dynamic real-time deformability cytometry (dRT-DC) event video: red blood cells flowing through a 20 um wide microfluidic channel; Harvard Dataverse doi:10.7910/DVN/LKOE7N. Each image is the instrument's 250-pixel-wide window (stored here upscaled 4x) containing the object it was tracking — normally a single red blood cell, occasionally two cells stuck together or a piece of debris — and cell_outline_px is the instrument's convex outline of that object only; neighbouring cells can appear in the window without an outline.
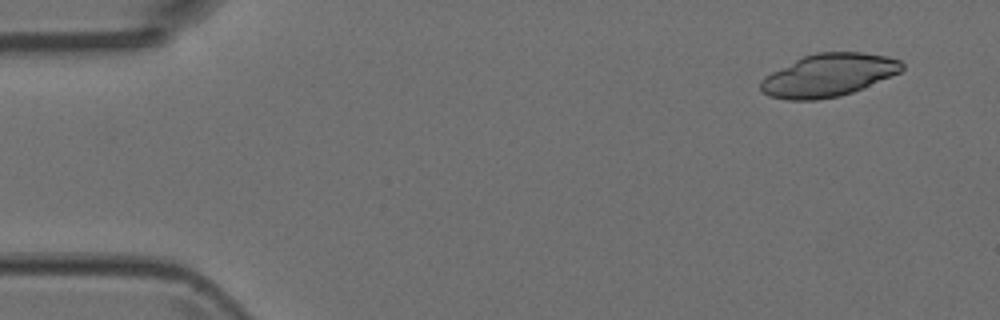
{"species": "Egyptian fruit bat (a non-hibernating species)", "species_latin": "Rousettus aegyptiacus", "temperature_condition": "room temperature", "stored_images_in_passage": 4, "camera_frame_rate_fps": 3000, "um_per_image_px": 0.085, "animal": {"sex": "female"}, "frame": {"image": 1, "passage_image": 1, "time_ms": 0.0, "image_size_px": [1000, 320], "cell_outline_px": [[904, 68], [900, 72], [852, 92], [840, 96], [816, 100], [788, 100], [768, 96], [760, 88], [760, 80], [764, 76], [804, 56], [816, 52], [864, 52], [888, 56], [900, 60], [904, 64]], "centroid_in_image_um": [70.43, 6.39], "position_along_channel_um": 14.6, "area_um2": 35.08}}